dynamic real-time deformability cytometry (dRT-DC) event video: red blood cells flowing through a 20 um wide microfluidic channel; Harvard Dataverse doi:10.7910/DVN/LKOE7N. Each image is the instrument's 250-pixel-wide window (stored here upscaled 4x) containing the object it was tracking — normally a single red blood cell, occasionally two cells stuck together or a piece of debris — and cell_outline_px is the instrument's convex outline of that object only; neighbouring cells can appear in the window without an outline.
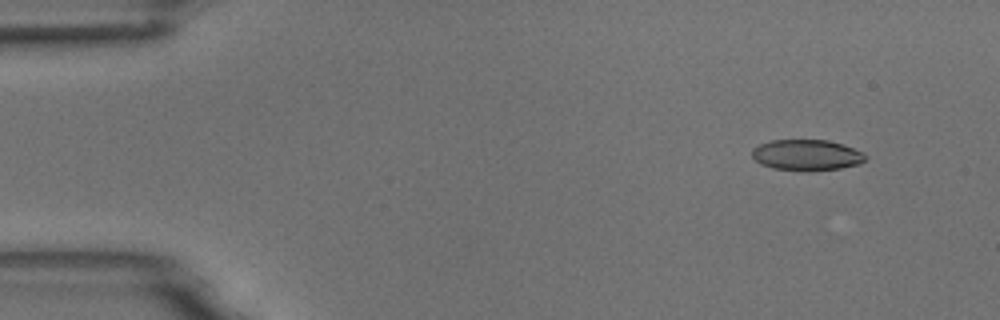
{"species": "common noctule bat (a hibernating species)", "species_latin": "Nyctalus noctula", "temperature_condition": "room temperature", "stored_images_in_passage": 12, "camera_frame_rate_fps": 3000, "um_per_image_px": 0.085, "animal": {"sex": "male", "body_mass_g": 18.8}, "frame": {"image": 1, "passage_image": 5, "time_ms": 1.333, "image_size_px": [1000, 320], "cell_outline_px": [[868, 156], [864, 160], [856, 164], [840, 168], [772, 168], [760, 164], [752, 156], [752, 148], [760, 144], [772, 140], [828, 140], [864, 152]], "centroid_in_image_um": [68.54, 13.13], "position_along_channel_um": 16.5, "area_um2": 19.48}}